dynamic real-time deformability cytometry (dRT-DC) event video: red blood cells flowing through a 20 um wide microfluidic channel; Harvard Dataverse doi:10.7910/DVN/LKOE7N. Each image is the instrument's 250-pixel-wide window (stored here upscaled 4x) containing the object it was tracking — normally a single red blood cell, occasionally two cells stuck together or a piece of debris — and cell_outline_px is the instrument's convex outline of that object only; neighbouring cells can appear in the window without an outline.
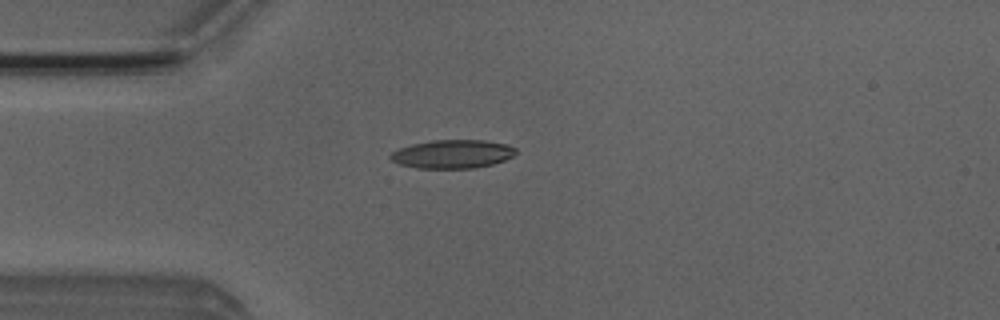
{"species": "Egyptian fruit bat (a non-hibernating species)", "species_latin": "Rousettus aegyptiacus", "temperature_condition": "room temperature", "stored_images_in_passage": 4, "camera_frame_rate_fps": 3000, "um_per_image_px": 0.085, "animal": {"sex": "male"}, "frame": {"image": 1, "passage_image": 4, "time_ms": 3.333, "image_size_px": [1000, 320], "cell_outline_px": [[516, 152], [512, 156], [504, 160], [492, 164], [472, 168], [416, 168], [400, 164], [392, 160], [388, 156], [392, 152], [400, 148], [412, 144], [432, 140], [484, 140], [508, 144], [516, 148]], "centroid_in_image_um": [38.46, 13.09], "position_along_channel_um": 46.5, "area_um2": 20.75}}